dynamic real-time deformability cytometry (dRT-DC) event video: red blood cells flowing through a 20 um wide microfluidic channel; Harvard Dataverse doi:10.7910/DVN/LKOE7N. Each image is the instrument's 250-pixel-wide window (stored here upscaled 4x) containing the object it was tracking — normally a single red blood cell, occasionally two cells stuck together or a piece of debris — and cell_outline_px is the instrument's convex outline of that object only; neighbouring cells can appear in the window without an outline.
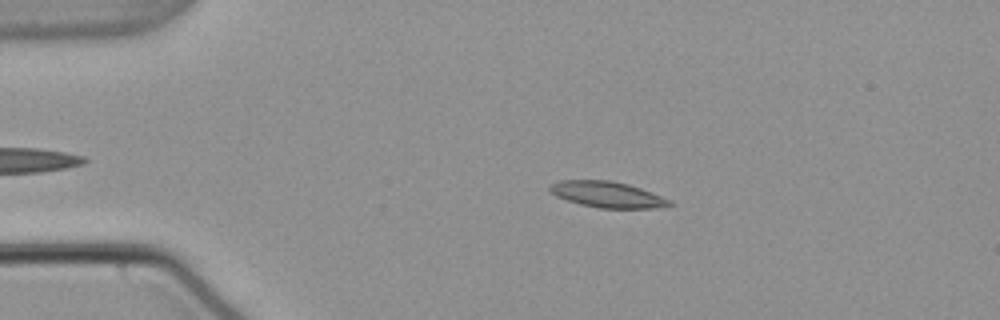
{"species": "common noctule bat (a hibernating species)", "species_latin": "Nyctalus noctula", "temperature_condition": "warm", "stored_images_in_passage": 47, "camera_frame_rate_fps": 3000, "um_per_image_px": 0.085, "animal": {"sex": "male", "body_mass_g": 21.5, "forearm_length_mm": 52.0}, "frame": {"image": 1, "passage_image": 11, "time_ms": 3.333, "image_size_px": [1000, 320], "cell_outline_px": [[676, 204], [656, 208], [600, 208], [580, 204], [556, 196], [548, 188], [552, 184], [560, 180], [612, 180], [628, 184], [652, 192], [672, 200]], "centroid_in_image_um": [51.68, 16.53], "position_along_channel_um": 33.3, "area_um2": 18.15}}
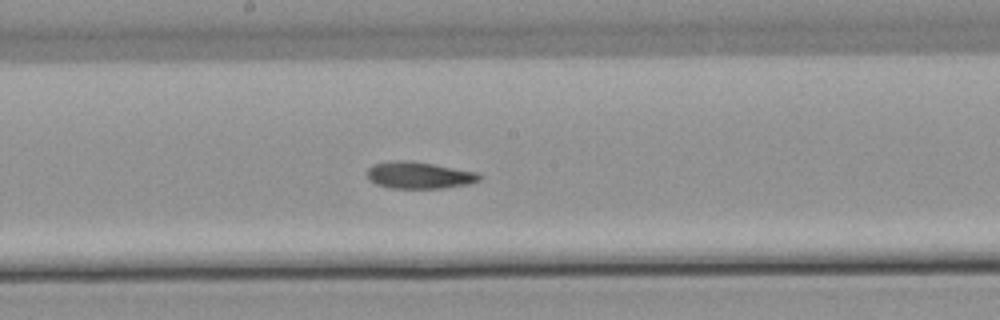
{"frame": {"image": 2, "passage_image": 29, "time_ms": 9.333, "image_size_px": [1000, 320], "cell_outline_px": [[484, 176], [480, 180], [468, 184], [440, 188], [392, 188], [376, 184], [368, 180], [368, 168], [372, 164], [392, 160], [412, 160], [480, 172]], "centroid_in_image_um": [35.65, 14.87], "position_along_channel_um": 212.5, "area_um2": 17.86}}
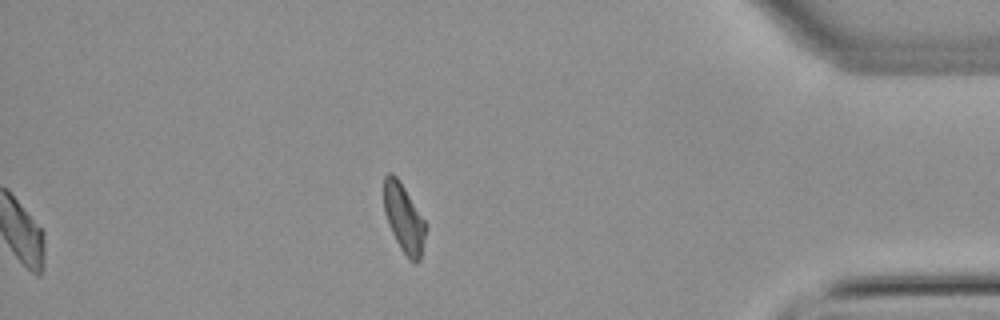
{"frame": {"image": 3, "passage_image": 47, "time_ms": 15.333, "image_size_px": [1000, 320], "cell_outline_px": [[428, 224], [420, 260], [416, 264], [412, 264], [408, 260], [400, 248], [388, 224], [384, 212], [384, 176], [388, 172], [392, 172], [400, 180]], "centroid_in_image_um": [34.35, 18.57], "position_along_channel_um": 400.8, "area_um2": 17.17}}